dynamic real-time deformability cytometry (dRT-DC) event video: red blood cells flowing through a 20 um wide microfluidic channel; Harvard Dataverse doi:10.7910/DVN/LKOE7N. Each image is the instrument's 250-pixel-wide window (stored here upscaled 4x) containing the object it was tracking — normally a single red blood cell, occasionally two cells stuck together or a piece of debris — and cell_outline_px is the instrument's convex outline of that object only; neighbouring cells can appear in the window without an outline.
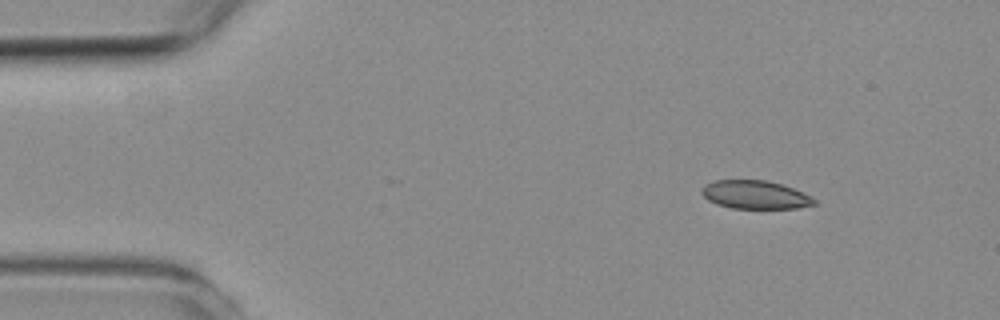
{"species": "common noctule bat (a hibernating species)", "species_latin": "Nyctalus noctula", "temperature_condition": "room temperature", "stored_images_in_passage": 3, "camera_frame_rate_fps": 3000, "um_per_image_px": 0.085, "animal": {"sex": "female", "body_mass_g": 19.3, "forearm_length_mm": 54.1}, "frame": {"image": 1, "passage_image": 1, "time_ms": 0.0, "image_size_px": [1000, 320], "cell_outline_px": [[816, 204], [796, 208], [732, 208], [716, 204], [708, 200], [700, 192], [700, 188], [704, 184], [712, 180], [764, 180], [780, 184], [792, 188], [812, 196], [816, 200]], "centroid_in_image_um": [64.14, 16.55], "position_along_channel_um": 20.9, "area_um2": 18.61}}